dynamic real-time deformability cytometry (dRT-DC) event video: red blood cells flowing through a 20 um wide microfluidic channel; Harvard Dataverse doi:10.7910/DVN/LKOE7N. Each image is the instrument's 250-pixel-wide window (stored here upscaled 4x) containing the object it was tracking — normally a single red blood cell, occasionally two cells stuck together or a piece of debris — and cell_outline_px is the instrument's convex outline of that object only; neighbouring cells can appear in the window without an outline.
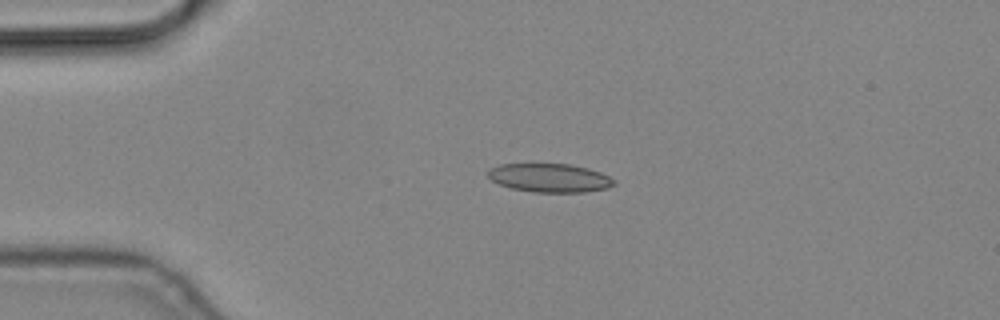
{"species": "common noctule bat (a hibernating species)", "species_latin": "Nyctalus noctula", "temperature_condition": "cold", "stored_images_in_passage": 2, "camera_frame_rate_fps": 3000, "um_per_image_px": 0.085, "animal": {"sex": "male", "body_mass_g": 19.2, "forearm_length_mm": 51.8}, "frame": {"image": 1, "passage_image": 1, "time_ms": 0.0, "image_size_px": [1000, 320], "cell_outline_px": [[616, 184], [608, 188], [584, 192], [532, 192], [512, 188], [500, 184], [492, 180], [488, 176], [488, 168], [500, 164], [528, 160], [572, 164], [588, 168], [600, 172], [616, 180]], "centroid_in_image_um": [46.68, 15.05], "position_along_channel_um": 38.3, "area_um2": 22.14}}